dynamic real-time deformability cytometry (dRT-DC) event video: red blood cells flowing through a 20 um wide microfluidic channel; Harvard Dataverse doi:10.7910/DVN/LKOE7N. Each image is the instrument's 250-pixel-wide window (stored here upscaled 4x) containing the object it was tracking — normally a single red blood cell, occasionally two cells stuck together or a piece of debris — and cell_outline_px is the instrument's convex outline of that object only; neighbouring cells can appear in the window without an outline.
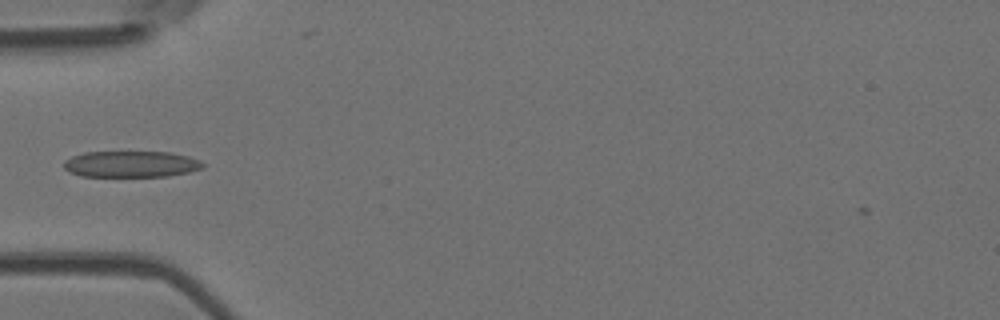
{"species": "Egyptian fruit bat (a non-hibernating species)", "species_latin": "Rousettus aegyptiacus", "temperature_condition": "room temperature", "stored_images_in_passage": 2, "camera_frame_rate_fps": 3000, "um_per_image_px": 0.085, "animal": {"sex": "female"}, "frame": {"image": 1, "passage_image": 1, "time_ms": 0.0, "image_size_px": [1000, 320], "cell_outline_px": [[204, 168], [188, 172], [168, 176], [80, 176], [68, 172], [64, 168], [64, 160], [72, 156], [84, 152], [172, 152], [188, 156], [200, 160], [204, 164]], "centroid_in_image_um": [11.14, 13.95], "position_along_channel_um": 73.9, "area_um2": 21.39}}
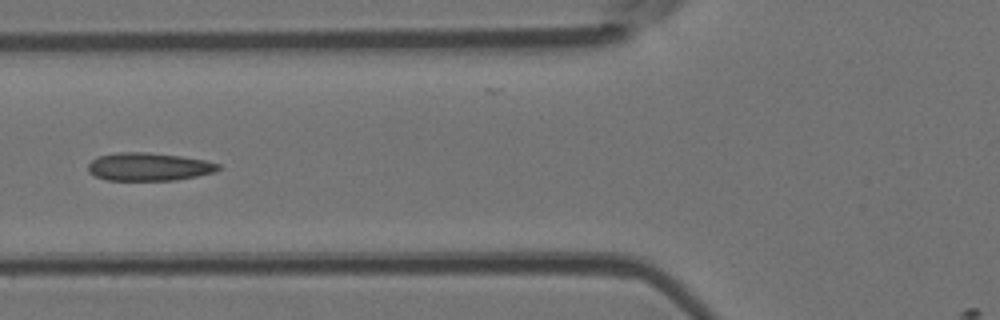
{"frame": {"image": 2, "passage_image": 2, "time_ms": 1.0, "image_size_px": [1000, 320], "cell_outline_px": [[220, 168], [216, 172], [176, 180], [108, 180], [96, 176], [88, 172], [88, 164], [92, 160], [100, 156], [120, 152], [148, 152], [180, 156], [204, 160], [220, 164]], "centroid_in_image_um": [12.66, 14.17], "position_along_channel_um": 113.1, "area_um2": 21.15}}